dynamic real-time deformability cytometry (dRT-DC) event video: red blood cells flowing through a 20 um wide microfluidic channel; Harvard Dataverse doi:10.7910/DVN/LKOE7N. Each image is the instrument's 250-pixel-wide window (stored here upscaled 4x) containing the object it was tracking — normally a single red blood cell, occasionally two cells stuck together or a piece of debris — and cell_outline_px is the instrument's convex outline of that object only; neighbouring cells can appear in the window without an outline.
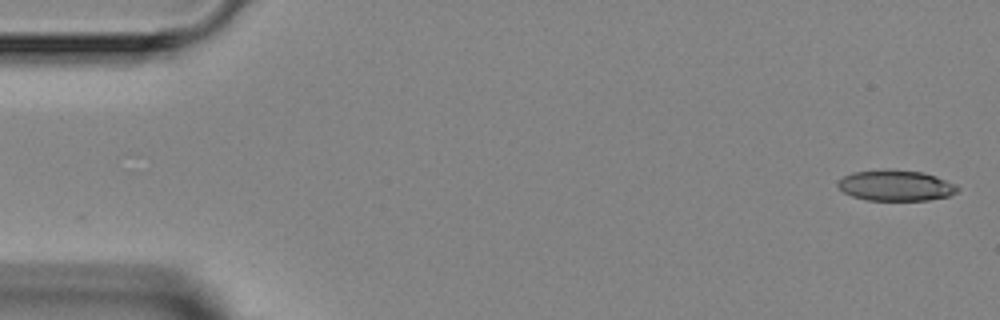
{"species": "Egyptian fruit bat (a non-hibernating species)", "species_latin": "Rousettus aegyptiacus", "temperature_condition": "room temperature", "stored_images_in_passage": 6, "camera_frame_rate_fps": 3000, "um_per_image_px": 0.085, "animal": {"sex": "female"}, "frame": {"image": 1, "passage_image": 1, "time_ms": 0.0, "image_size_px": [1000, 320], "cell_outline_px": [[960, 188], [956, 192], [948, 196], [928, 200], [864, 200], [852, 196], [844, 192], [836, 184], [844, 176], [852, 172], [884, 168], [888, 168], [924, 172], [936, 176], [956, 184]], "centroid_in_image_um": [76.14, 15.75], "position_along_channel_um": 8.9, "area_um2": 21.73}}
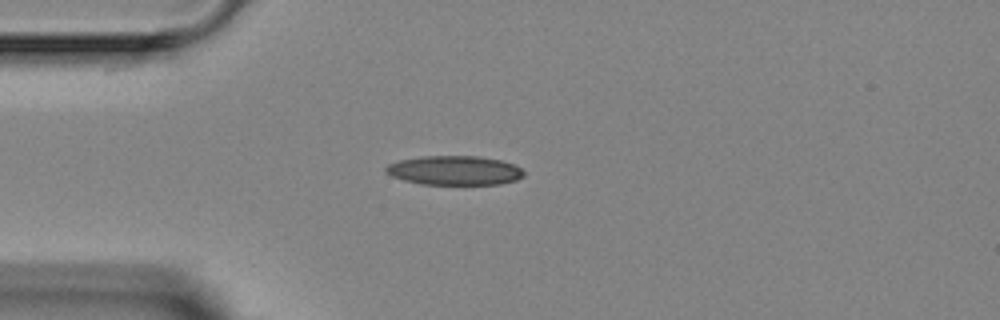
{"frame": {"image": 2, "passage_image": 4, "time_ms": 3.667, "image_size_px": [1000, 320], "cell_outline_px": [[524, 176], [516, 180], [500, 184], [420, 184], [404, 180], [392, 176], [384, 172], [384, 168], [388, 164], [400, 160], [420, 156], [480, 156], [500, 160], [512, 164], [520, 168], [524, 172]], "centroid_in_image_um": [38.61, 14.48], "position_along_channel_um": 46.4, "area_um2": 23.52}}
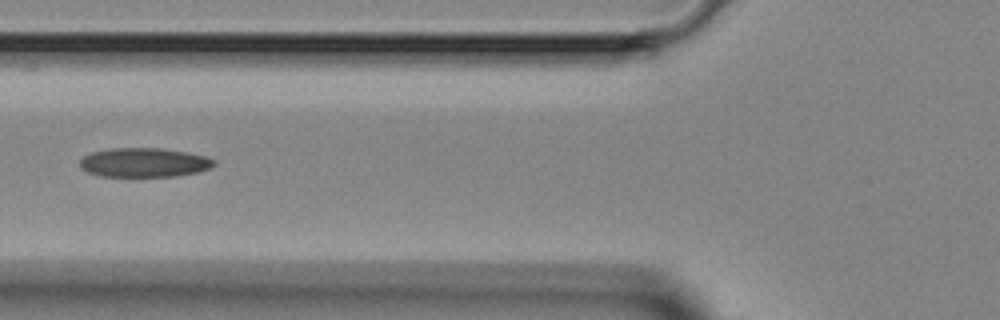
{"frame": {"image": 3, "passage_image": 6, "time_ms": 5.667, "image_size_px": [1000, 320], "cell_outline_px": [[216, 164], [212, 168], [200, 172], [176, 176], [100, 176], [88, 172], [80, 168], [80, 160], [84, 156], [92, 152], [108, 148], [160, 148], [188, 152], [204, 156], [216, 160]], "centroid_in_image_um": [12.28, 13.81], "position_along_channel_um": 113.5, "area_um2": 23.0}}